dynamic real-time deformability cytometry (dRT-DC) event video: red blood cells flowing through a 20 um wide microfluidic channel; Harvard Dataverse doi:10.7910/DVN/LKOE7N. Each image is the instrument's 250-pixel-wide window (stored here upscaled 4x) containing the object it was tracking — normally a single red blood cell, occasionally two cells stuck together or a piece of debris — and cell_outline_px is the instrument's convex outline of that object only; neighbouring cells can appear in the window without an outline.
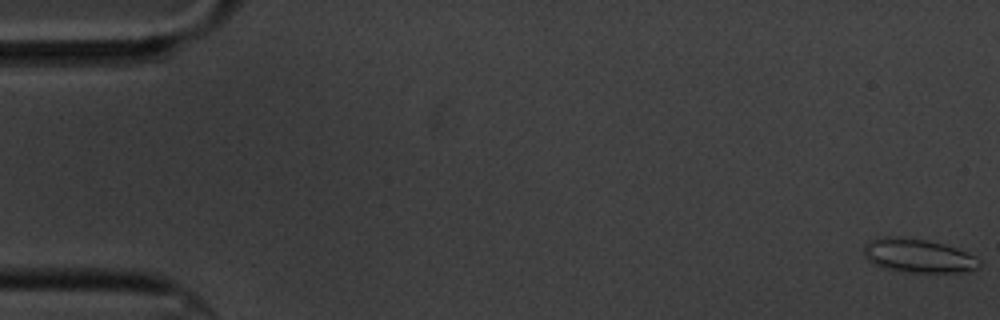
{"species": "common noctule bat (a hibernating species)", "species_latin": "Nyctalus noctula", "temperature_condition": "cold", "stored_images_in_passage": 6, "camera_frame_rate_fps": 3000, "um_per_image_px": 0.085, "animal": {"sex": "male", "body_mass_g": 20.1, "forearm_length_mm": 53.5}, "frame": {"image": 1, "passage_image": 1, "time_ms": 0.0, "image_size_px": [1000, 320], "cell_outline_px": [[980, 264], [976, 268], [964, 272], [900, 272], [876, 264], [868, 260], [864, 256], [864, 248], [868, 240], [880, 236], [888, 236], [924, 240], [944, 244], [956, 248], [980, 260]], "centroid_in_image_um": [78.0, 21.73], "position_along_channel_um": 7.0, "area_um2": 22.37}}
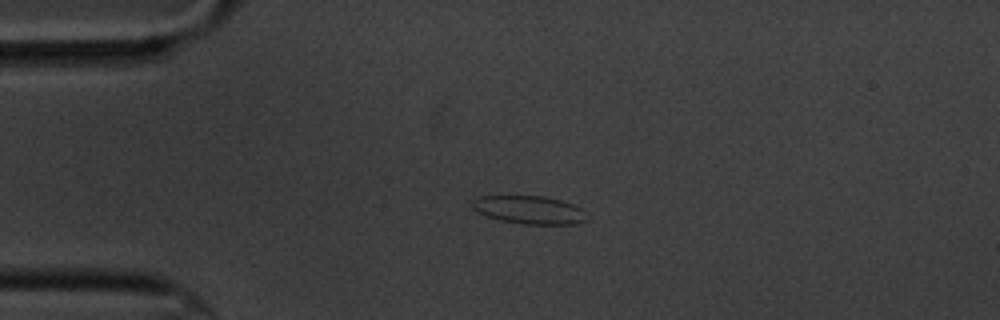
{"frame": {"image": 2, "passage_image": 4, "time_ms": 4.333, "image_size_px": [1000, 320], "cell_outline_px": [[588, 220], [576, 224], [524, 224], [500, 220], [488, 216], [472, 208], [472, 200], [476, 196], [544, 196], [560, 200], [572, 204], [588, 212]], "centroid_in_image_um": [45.03, 17.84], "position_along_channel_um": 40.0, "area_um2": 18.84}}
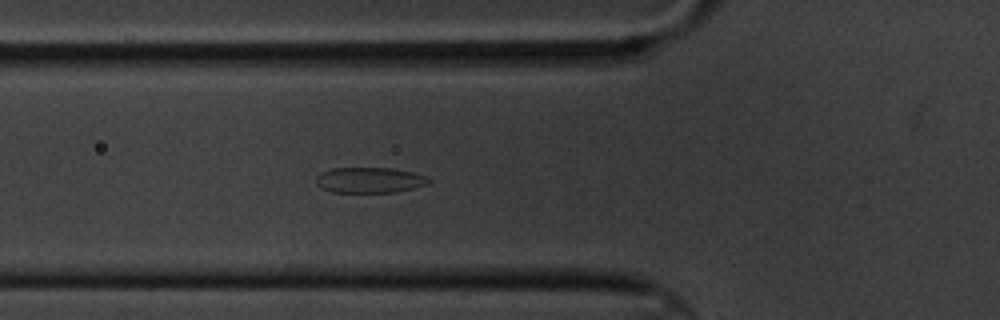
{"frame": {"image": 3, "passage_image": 6, "time_ms": 6.667, "image_size_px": [1000, 320], "cell_outline_px": [[432, 180], [428, 184], [412, 188], [392, 192], [332, 192], [316, 184], [316, 176], [320, 172], [332, 168], [392, 168], [412, 172], [428, 176]], "centroid_in_image_um": [31.42, 15.3], "position_along_channel_um": 94.4, "area_um2": 16.76}}